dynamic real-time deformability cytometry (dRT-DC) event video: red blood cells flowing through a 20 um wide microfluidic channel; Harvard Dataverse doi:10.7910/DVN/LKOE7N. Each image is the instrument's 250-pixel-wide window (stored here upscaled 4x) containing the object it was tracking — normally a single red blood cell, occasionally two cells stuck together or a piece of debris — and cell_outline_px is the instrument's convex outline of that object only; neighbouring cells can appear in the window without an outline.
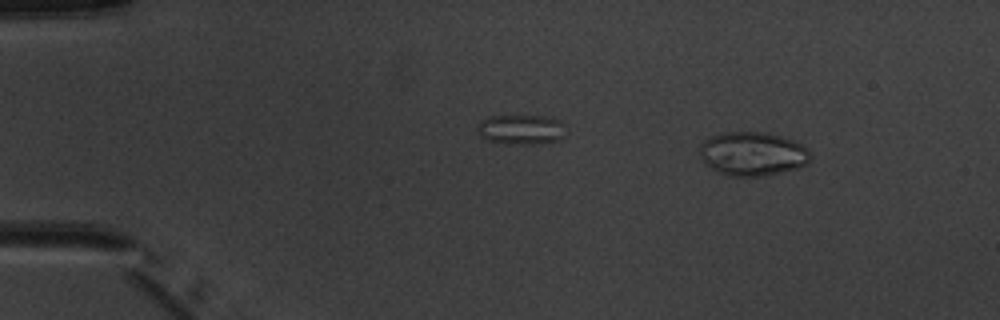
{"species": "common noctule bat (a hibernating species)", "species_latin": "Nyctalus noctula", "temperature_condition": "warm", "stored_images_in_passage": 3, "camera_frame_rate_fps": 3000, "um_per_image_px": 0.085, "animal": {"sex": "male", "body_mass_g": 20.1, "forearm_length_mm": 53.5}, "frame": {"image": 1, "passage_image": 1, "time_ms": 0.0, "image_size_px": [1000, 320], "cell_outline_px": [[812, 156], [804, 164], [796, 168], [764, 176], [728, 176], [704, 164], [700, 156], [700, 144], [708, 136], [724, 132], [764, 132], [780, 136], [792, 140], [808, 148]], "centroid_in_image_um": [63.93, 13.06], "position_along_channel_um": 21.1, "area_um2": 28.26}}